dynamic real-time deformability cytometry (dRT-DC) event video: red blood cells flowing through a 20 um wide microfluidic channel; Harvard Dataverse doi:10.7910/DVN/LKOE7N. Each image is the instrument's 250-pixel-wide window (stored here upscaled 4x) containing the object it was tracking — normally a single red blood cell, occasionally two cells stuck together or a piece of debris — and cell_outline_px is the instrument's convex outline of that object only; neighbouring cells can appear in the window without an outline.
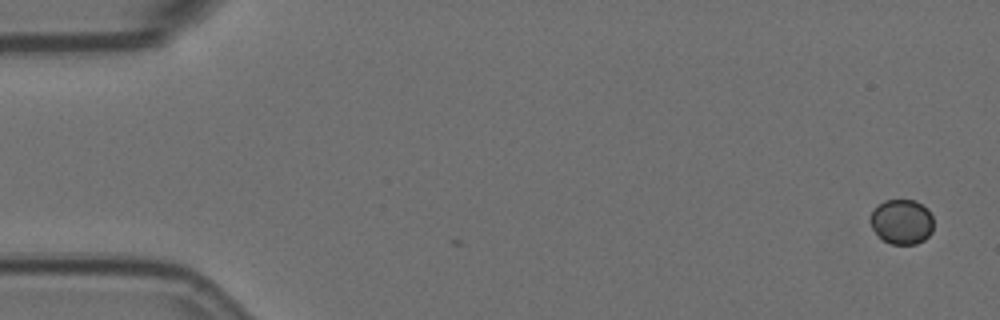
{"species": "Egyptian fruit bat (a non-hibernating species)", "species_latin": "Rousettus aegyptiacus", "temperature_condition": "room temperature", "stored_images_in_passage": 4, "camera_frame_rate_fps": 3000, "um_per_image_px": 0.085, "animal": {"sex": "female"}, "frame": {"image": 1, "passage_image": 1, "time_ms": 0.0, "image_size_px": [1000, 320], "cell_outline_px": [[932, 232], [924, 240], [916, 244], [892, 244], [884, 240], [872, 228], [872, 212], [884, 200], [916, 200], [928, 208], [932, 216]], "centroid_in_image_um": [76.7, 18.84], "position_along_channel_um": 8.3, "area_um2": 16.3}}